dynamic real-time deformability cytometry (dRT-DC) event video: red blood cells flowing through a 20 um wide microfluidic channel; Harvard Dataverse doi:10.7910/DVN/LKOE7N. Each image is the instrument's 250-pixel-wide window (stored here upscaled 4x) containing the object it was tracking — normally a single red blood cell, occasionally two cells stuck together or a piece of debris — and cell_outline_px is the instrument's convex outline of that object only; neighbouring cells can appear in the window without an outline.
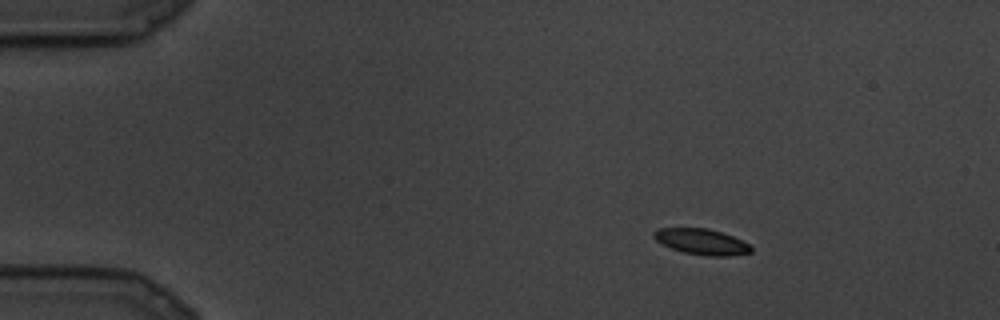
{"species": "common noctule bat (a hibernating species)", "species_latin": "Nyctalus noctula", "temperature_condition": "cold", "stored_images_in_passage": 12, "camera_frame_rate_fps": 3000, "um_per_image_px": 0.085, "animal": {"sex": "male", "body_mass_g": 19.5, "forearm_length_mm": 54.6}, "frame": {"image": 1, "passage_image": 3, "time_ms": 0.667, "image_size_px": [1000, 320], "cell_outline_px": [[752, 252], [728, 256], [708, 256], [684, 252], [672, 248], [656, 240], [652, 236], [652, 232], [656, 228], [708, 228], [732, 236], [748, 244], [752, 248]], "centroid_in_image_um": [59.61, 20.54], "position_along_channel_um": 25.4, "area_um2": 14.45}}
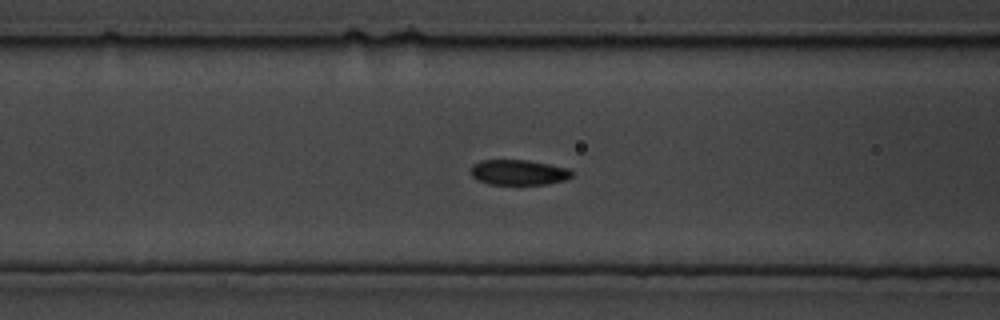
{"frame": {"image": 2, "passage_image": 10, "time_ms": 3.0, "image_size_px": [1000, 320], "cell_outline_px": [[576, 172], [572, 176], [564, 180], [548, 184], [488, 184], [476, 180], [472, 176], [472, 164], [480, 160], [528, 160], [572, 168]], "centroid_in_image_um": [44.13, 14.64], "position_along_channel_um": 122.5, "area_um2": 15.14}}
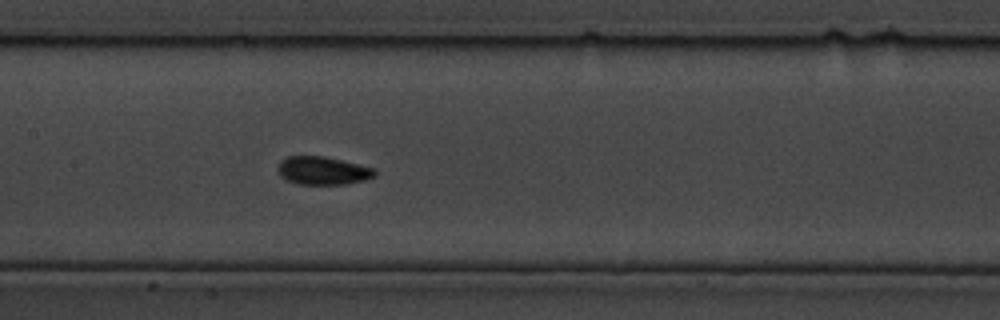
{"frame": {"image": 3, "passage_image": 12, "time_ms": 3.667, "image_size_px": [1000, 320], "cell_outline_px": [[376, 176], [364, 180], [344, 184], [296, 184], [280, 176], [276, 168], [280, 160], [288, 156], [324, 156], [372, 168], [376, 172]], "centroid_in_image_um": [27.37, 14.5], "position_along_channel_um": 180.0, "area_um2": 15.78}}